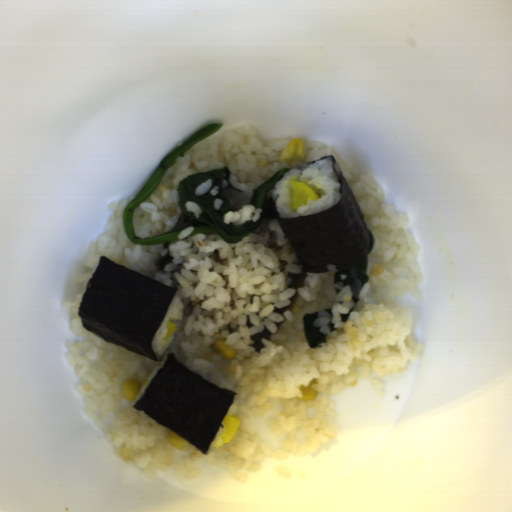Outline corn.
Masks as SVG:
<instances>
[{"mask_svg":"<svg viewBox=\"0 0 512 512\" xmlns=\"http://www.w3.org/2000/svg\"><path fill=\"white\" fill-rule=\"evenodd\" d=\"M305 157L304 140L296 138L289 140L279 155L281 163H291Z\"/></svg>","mask_w":512,"mask_h":512,"instance_id":"51d56268","label":"corn"},{"mask_svg":"<svg viewBox=\"0 0 512 512\" xmlns=\"http://www.w3.org/2000/svg\"><path fill=\"white\" fill-rule=\"evenodd\" d=\"M240 425L239 417L234 415H226L219 431V438L222 443H229L232 441L238 427Z\"/></svg>","mask_w":512,"mask_h":512,"instance_id":"f1292c28","label":"corn"},{"mask_svg":"<svg viewBox=\"0 0 512 512\" xmlns=\"http://www.w3.org/2000/svg\"><path fill=\"white\" fill-rule=\"evenodd\" d=\"M142 383L135 379H125L122 385V395L128 401H136L142 389Z\"/></svg>","mask_w":512,"mask_h":512,"instance_id":"5cfa1b94","label":"corn"},{"mask_svg":"<svg viewBox=\"0 0 512 512\" xmlns=\"http://www.w3.org/2000/svg\"><path fill=\"white\" fill-rule=\"evenodd\" d=\"M319 385V382L317 379H311L309 384L307 386H300L299 390H300V393L302 395V397L298 398L300 400H303V401H311V400H314L317 395H318V391H316L314 389V386H317Z\"/></svg>","mask_w":512,"mask_h":512,"instance_id":"cfcad685","label":"corn"},{"mask_svg":"<svg viewBox=\"0 0 512 512\" xmlns=\"http://www.w3.org/2000/svg\"><path fill=\"white\" fill-rule=\"evenodd\" d=\"M212 346L215 352H218L224 360L233 359L235 357L234 350L225 343L224 339H217Z\"/></svg>","mask_w":512,"mask_h":512,"instance_id":"2b8c4276","label":"corn"},{"mask_svg":"<svg viewBox=\"0 0 512 512\" xmlns=\"http://www.w3.org/2000/svg\"><path fill=\"white\" fill-rule=\"evenodd\" d=\"M166 440L167 442L172 446V447H176V448H179V449H186L187 445H188V442L185 441L184 439H182L180 436H178L177 434H175L174 432H170L167 436H166Z\"/></svg>","mask_w":512,"mask_h":512,"instance_id":"79e197a2","label":"corn"}]
</instances>
